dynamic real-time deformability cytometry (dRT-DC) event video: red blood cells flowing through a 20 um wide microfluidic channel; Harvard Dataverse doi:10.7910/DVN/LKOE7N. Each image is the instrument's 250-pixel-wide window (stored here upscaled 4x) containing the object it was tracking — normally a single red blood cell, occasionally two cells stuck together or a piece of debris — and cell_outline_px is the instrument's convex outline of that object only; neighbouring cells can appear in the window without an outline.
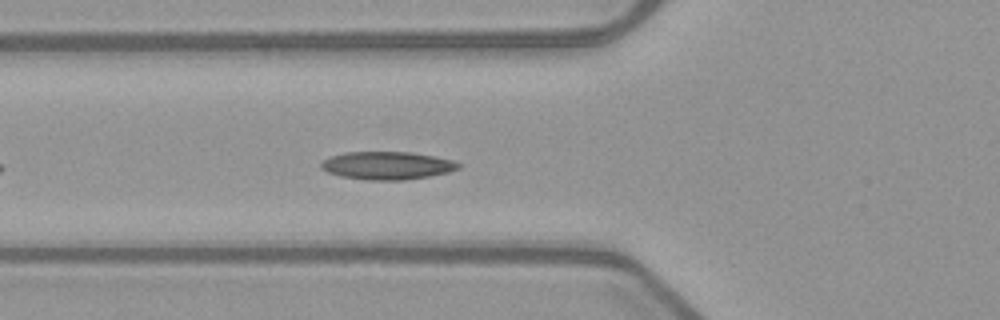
{"species": "common noctule bat (a hibernating species)", "species_latin": "Nyctalus noctula", "temperature_condition": "warm", "stored_images_in_passage": 24, "camera_frame_rate_fps": 3000, "um_per_image_px": 0.085, "animal": {"sex": "female", "body_mass_g": 21.9}, "frame": {"image": 1, "passage_image": 7, "time_ms": 2.0, "image_size_px": [1000, 320], "cell_outline_px": [[460, 168], [448, 172], [428, 176], [404, 180], [368, 180], [340, 176], [328, 172], [320, 168], [320, 164], [324, 160], [332, 156], [344, 152], [412, 152], [452, 160], [460, 164]], "centroid_in_image_um": [32.89, 14.07], "position_along_channel_um": 92.9, "area_um2": 22.2}}
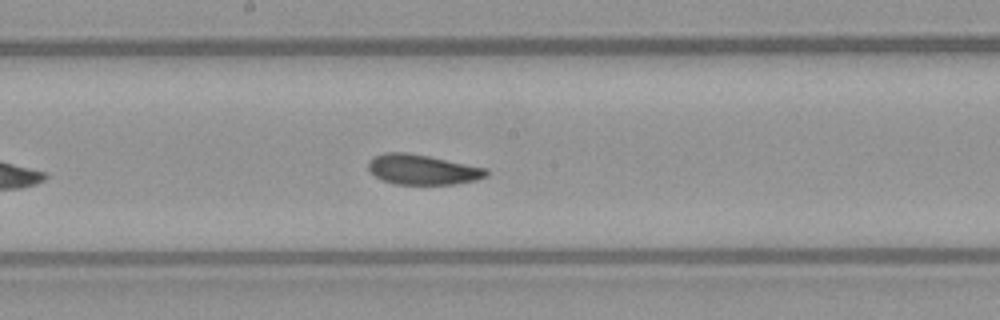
{"frame": {"image": 2, "passage_image": 16, "time_ms": 5.0, "image_size_px": [1000, 320], "cell_outline_px": [[488, 176], [476, 180], [456, 184], [396, 184], [380, 180], [368, 168], [368, 160], [384, 152], [408, 152], [488, 168]], "centroid_in_image_um": [35.92, 14.41], "position_along_channel_um": 212.3, "area_um2": 20.75}}
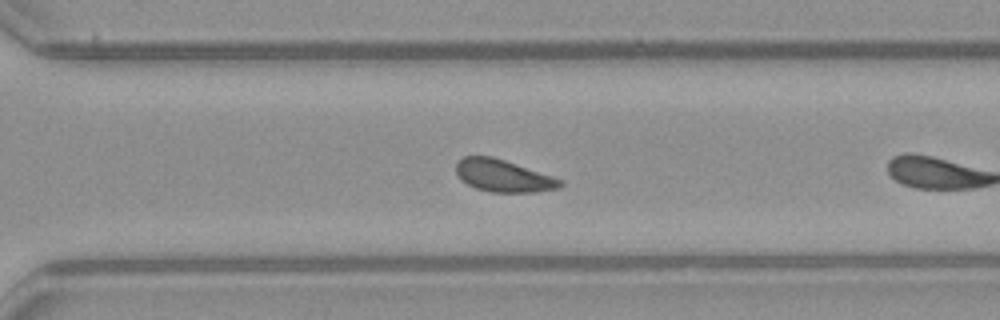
{"frame": {"image": 3, "passage_image": 22, "time_ms": 7.0, "image_size_px": [1000, 320], "cell_outline_px": [[564, 184], [556, 188], [532, 192], [492, 192], [476, 188], [460, 180], [456, 172], [456, 164], [464, 156], [492, 156], [564, 180]], "centroid_in_image_um": [42.75, 14.94], "position_along_channel_um": 327.8, "area_um2": 19.31}}